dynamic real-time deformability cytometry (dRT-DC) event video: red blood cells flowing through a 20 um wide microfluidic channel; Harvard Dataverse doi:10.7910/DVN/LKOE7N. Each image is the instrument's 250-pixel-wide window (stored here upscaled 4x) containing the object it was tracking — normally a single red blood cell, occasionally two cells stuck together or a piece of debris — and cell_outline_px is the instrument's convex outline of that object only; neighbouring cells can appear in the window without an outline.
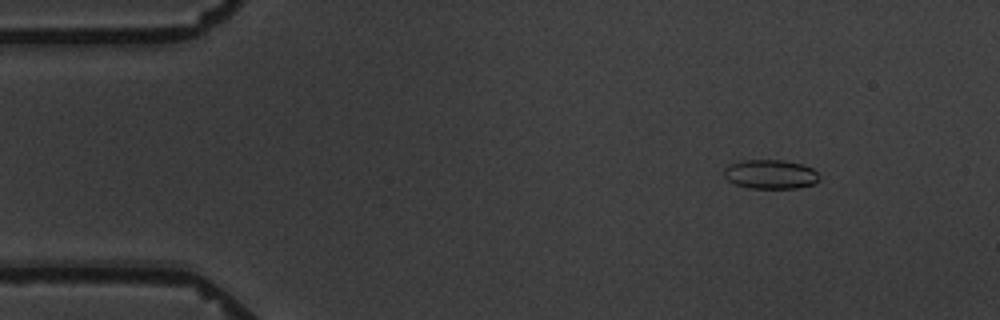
{"species": "common noctule bat (a hibernating species)", "species_latin": "Nyctalus noctula", "temperature_condition": "warm", "stored_images_in_passage": 5, "camera_frame_rate_fps": 3000, "um_per_image_px": 0.085, "animal": {"sex": "male", "body_mass_g": 19.5, "forearm_length_mm": 54.6}, "frame": {"image": 1, "passage_image": 2, "time_ms": 1.333, "image_size_px": [1000, 320], "cell_outline_px": [[820, 180], [812, 184], [796, 188], [748, 188], [736, 184], [728, 180], [724, 176], [724, 168], [728, 164], [740, 160], [784, 160], [800, 164], [812, 168], [820, 176]], "centroid_in_image_um": [65.46, 14.8], "position_along_channel_um": 19.5, "area_um2": 16.24}}
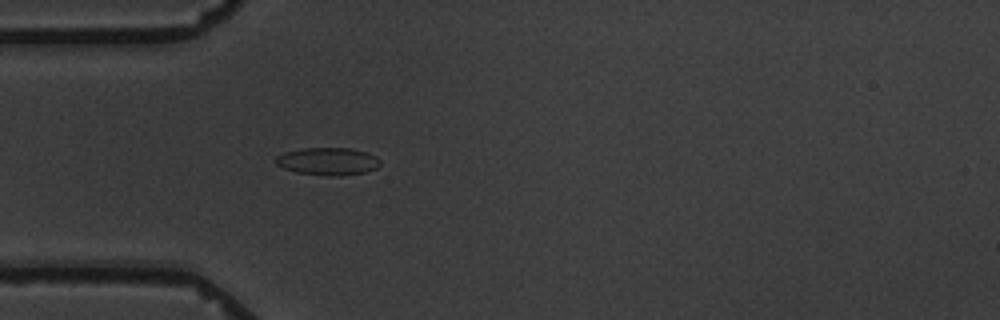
{"frame": {"image": 2, "passage_image": 5, "time_ms": 4.667, "image_size_px": [1000, 320], "cell_outline_px": [[380, 164], [376, 168], [364, 172], [340, 176], [328, 176], [296, 172], [284, 168], [276, 164], [276, 156], [284, 152], [304, 148], [352, 148], [368, 152], [376, 156], [380, 160]], "centroid_in_image_um": [27.89, 13.71], "position_along_channel_um": 57.1, "area_um2": 16.82}}